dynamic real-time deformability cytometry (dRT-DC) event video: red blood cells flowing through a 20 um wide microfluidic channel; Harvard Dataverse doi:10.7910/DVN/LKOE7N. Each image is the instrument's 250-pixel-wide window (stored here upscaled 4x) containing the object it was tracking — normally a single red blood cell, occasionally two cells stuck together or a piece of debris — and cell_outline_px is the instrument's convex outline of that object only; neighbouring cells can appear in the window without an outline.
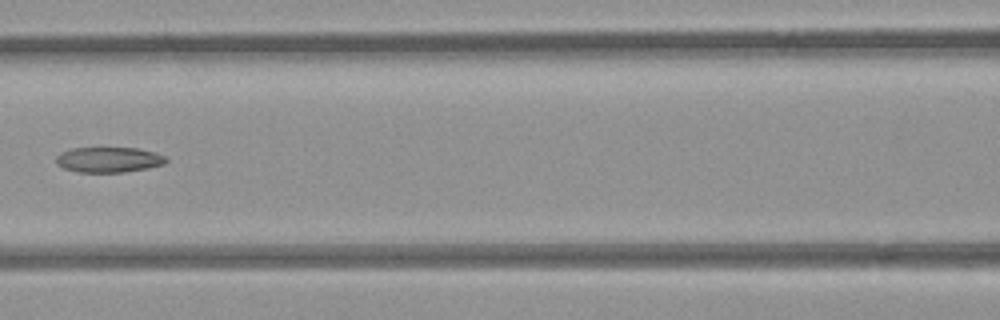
{"species": "common noctule bat (a hibernating species)", "species_latin": "Nyctalus noctula", "temperature_condition": "room temperature", "stored_images_in_passage": 4, "camera_frame_rate_fps": 3000, "um_per_image_px": 0.085, "animal": {"sex": "female", "body_mass_g": 21.9}, "frame": {"image": 1, "passage_image": 3, "time_ms": 0.667, "image_size_px": [1000, 320], "cell_outline_px": [[168, 160], [164, 164], [148, 168], [124, 172], [80, 172], [64, 168], [56, 164], [56, 156], [60, 152], [72, 148], [136, 148], [156, 152], [164, 156]], "centroid_in_image_um": [9.24, 13.57], "position_along_channel_um": 157.4, "area_um2": 16.24}}
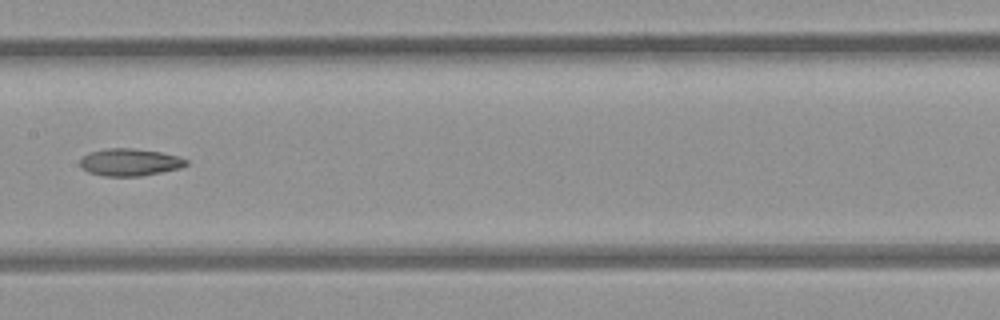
{"frame": {"image": 2, "passage_image": 4, "time_ms": 1.0, "image_size_px": [1000, 320], "cell_outline_px": [[188, 164], [180, 168], [140, 176], [104, 176], [88, 172], [80, 168], [80, 160], [88, 152], [108, 148], [132, 148], [160, 152], [180, 156], [188, 160]], "centroid_in_image_um": [11.02, 13.78], "position_along_channel_um": 196.4, "area_um2": 16.94}}